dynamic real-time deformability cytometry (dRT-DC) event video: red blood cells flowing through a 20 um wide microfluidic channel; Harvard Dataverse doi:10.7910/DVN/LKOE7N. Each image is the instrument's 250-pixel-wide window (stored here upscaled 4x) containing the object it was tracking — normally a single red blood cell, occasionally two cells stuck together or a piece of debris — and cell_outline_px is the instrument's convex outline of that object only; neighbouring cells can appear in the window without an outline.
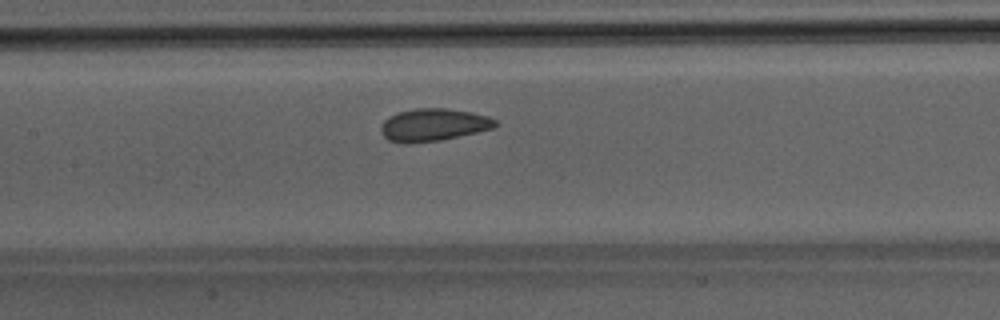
{"species": "Egyptian fruit bat (a non-hibernating species)", "species_latin": "Rousettus aegyptiacus", "temperature_condition": "room temperature", "stored_images_in_passage": 41, "camera_frame_rate_fps": 3000, "um_per_image_px": 0.085, "animal": {"sex": "male"}, "frame": {"image": 1, "passage_image": 16, "time_ms": 5.0, "image_size_px": [1000, 320], "cell_outline_px": [[496, 128], [440, 140], [408, 144], [404, 144], [388, 140], [380, 132], [380, 128], [384, 120], [388, 116], [400, 112], [416, 108], [444, 108], [472, 112], [488, 116], [496, 120]], "centroid_in_image_um": [36.83, 10.62], "position_along_channel_um": 170.6, "area_um2": 21.79}}
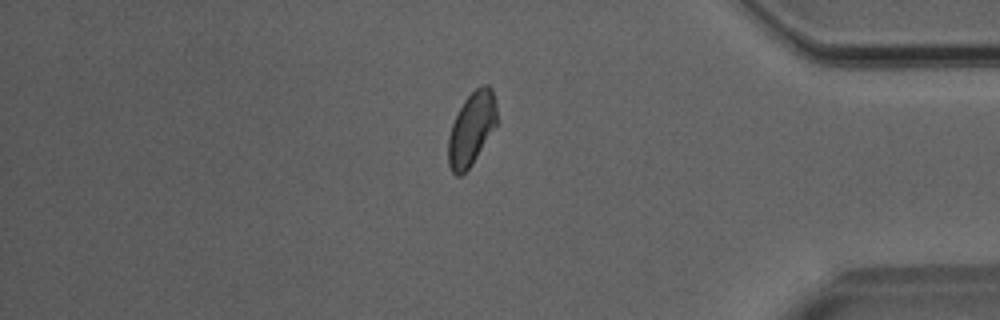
{"frame": {"image": 2, "passage_image": 34, "time_ms": 11.0, "image_size_px": [1000, 320], "cell_outline_px": [[496, 124], [472, 164], [460, 176], [456, 176], [452, 172], [448, 164], [448, 136], [452, 124], [464, 100], [480, 84], [488, 84], [492, 88], [496, 104]], "centroid_in_image_um": [40.07, 10.93], "position_along_channel_um": 395.1, "area_um2": 20.46}}
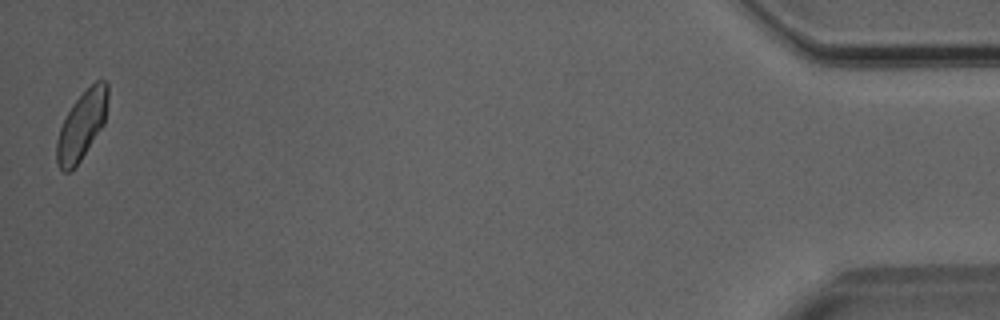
{"frame": {"image": 3, "passage_image": 41, "time_ms": 13.333, "image_size_px": [1000, 320], "cell_outline_px": [[108, 96], [104, 124], [80, 160], [68, 172], [64, 172], [60, 168], [56, 160], [56, 140], [60, 128], [72, 104], [96, 80], [104, 80], [108, 84]], "centroid_in_image_um": [6.95, 10.64], "position_along_channel_um": 428.3, "area_um2": 19.94}}